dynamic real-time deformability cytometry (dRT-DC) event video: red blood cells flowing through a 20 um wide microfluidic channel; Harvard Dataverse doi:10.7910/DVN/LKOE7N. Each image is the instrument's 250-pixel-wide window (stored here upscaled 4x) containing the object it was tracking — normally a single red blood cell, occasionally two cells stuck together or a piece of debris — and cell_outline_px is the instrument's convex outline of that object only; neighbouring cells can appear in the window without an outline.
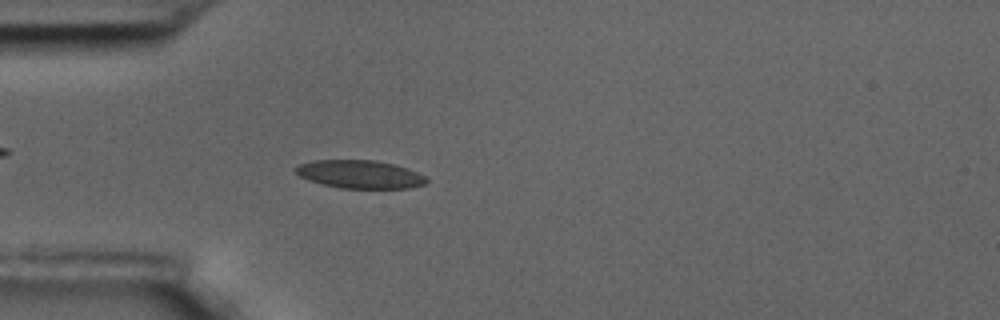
{"species": "common noctule bat (a hibernating species)", "species_latin": "Nyctalus noctula", "temperature_condition": "room temperature", "stored_images_in_passage": 57, "camera_frame_rate_fps": 3000, "um_per_image_px": 0.085, "animal": {"sex": "male", "body_mass_g": 17.5, "forearm_length_mm": 52.3}, "frame": {"image": 1, "passage_image": 16, "time_ms": 5.0, "image_size_px": [1000, 320], "cell_outline_px": [[428, 180], [424, 184], [408, 188], [340, 188], [324, 184], [300, 176], [296, 172], [296, 168], [300, 164], [312, 160], [376, 160], [396, 164], [408, 168], [424, 176]], "centroid_in_image_um": [30.63, 14.8], "position_along_channel_um": 54.4, "area_um2": 21.21}}
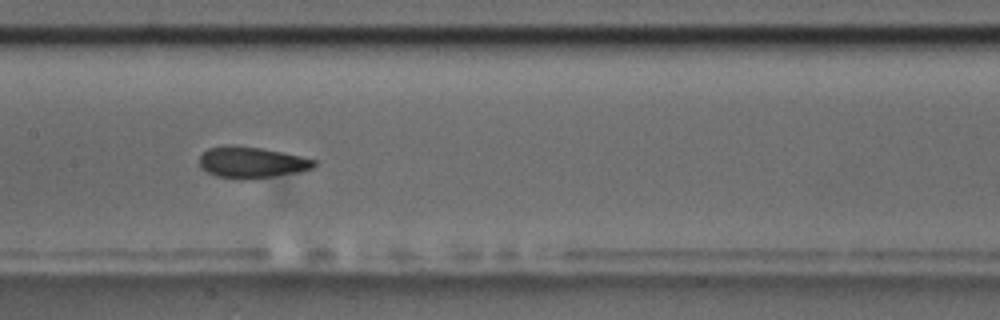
{"frame": {"image": 2, "passage_image": 28, "time_ms": 9.0, "image_size_px": [1000, 320], "cell_outline_px": [[316, 164], [312, 168], [296, 172], [252, 180], [240, 180], [216, 176], [200, 168], [200, 156], [208, 148], [228, 144], [264, 148], [284, 152], [316, 160]], "centroid_in_image_um": [21.36, 13.8], "position_along_channel_um": 186.0, "area_um2": 21.15}}
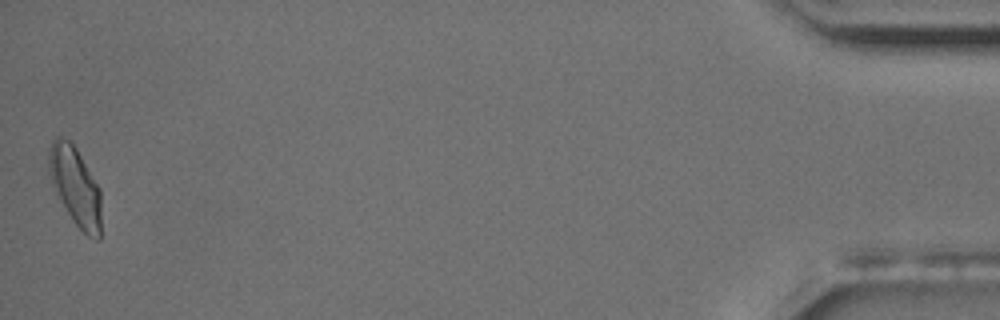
{"frame": {"image": 3, "passage_image": 57, "time_ms": 18.667, "image_size_px": [1000, 320], "cell_outline_px": [[100, 240], [96, 240], [88, 236], [72, 220], [56, 192], [52, 184], [48, 168], [48, 152], [52, 140], [56, 136], [60, 136], [72, 140], [100, 188]], "centroid_in_image_um": [6.39, 15.78], "position_along_channel_um": 428.8, "area_um2": 24.1}, "authors_computed_cell_mechanics": {"area_um2": 21.2126, "velocity_mm_per_s": 3.4633, "shape_relaxation_time_tau1_ms": 3.9327, "shape_relaxation_time_tau2_ms": 1.5011, "deformation_change_tau1": 0.1163, "deformation_change_tau2": 0.0654}}